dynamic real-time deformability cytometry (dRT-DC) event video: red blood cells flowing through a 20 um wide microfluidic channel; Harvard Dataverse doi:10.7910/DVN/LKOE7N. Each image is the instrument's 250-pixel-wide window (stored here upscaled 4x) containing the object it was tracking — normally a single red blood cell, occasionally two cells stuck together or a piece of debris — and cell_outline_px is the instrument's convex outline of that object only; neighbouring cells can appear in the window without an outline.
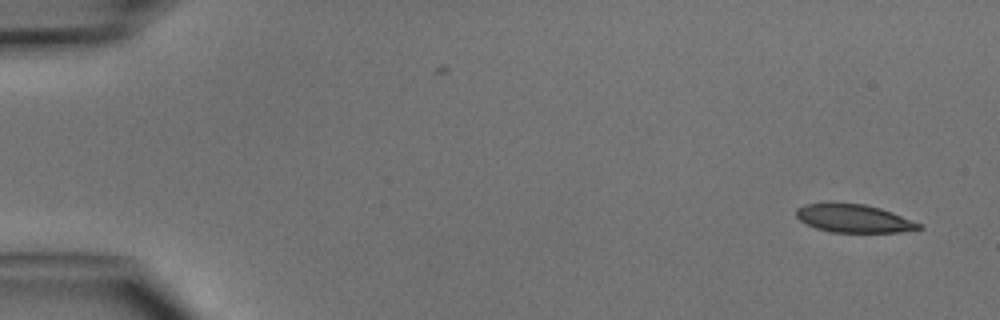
{"species": "common noctule bat (a hibernating species)", "species_latin": "Nyctalus noctula", "temperature_condition": "cold", "stored_images_in_passage": 2, "camera_frame_rate_fps": 3000, "um_per_image_px": 0.085, "animal": {"sex": "male", "body_mass_g": 15.6}, "frame": {"image": 1, "passage_image": 2, "time_ms": 1.0, "image_size_px": [1000, 320], "cell_outline_px": [[924, 228], [900, 232], [832, 232], [816, 228], [800, 220], [796, 216], [796, 208], [804, 204], [828, 200], [864, 204], [880, 208], [892, 212], [924, 224]], "centroid_in_image_um": [72.55, 18.53], "position_along_channel_um": 12.4, "area_um2": 20.75}}